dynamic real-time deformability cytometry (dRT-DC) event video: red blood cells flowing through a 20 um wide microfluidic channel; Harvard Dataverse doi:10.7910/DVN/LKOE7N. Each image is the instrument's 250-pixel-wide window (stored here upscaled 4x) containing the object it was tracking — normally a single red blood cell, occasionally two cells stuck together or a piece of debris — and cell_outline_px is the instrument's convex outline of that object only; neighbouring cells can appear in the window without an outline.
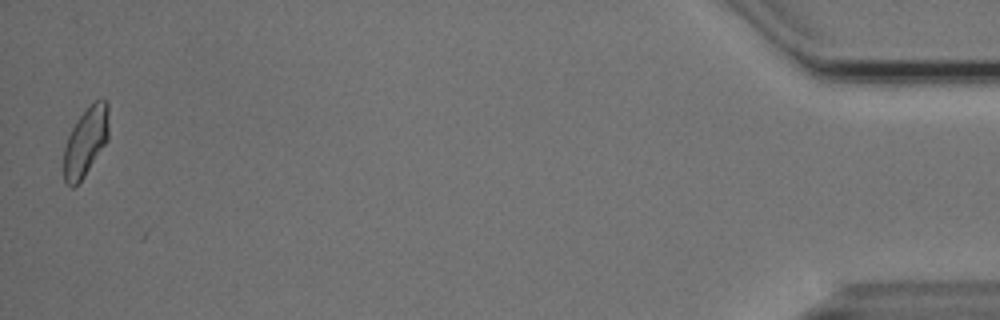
{"species": "Egyptian fruit bat (a non-hibernating species)", "species_latin": "Rousettus aegyptiacus", "temperature_condition": "cold", "stored_images_in_passage": 56, "camera_frame_rate_fps": 3000, "um_per_image_px": 0.085, "animal": {"sex": "male"}, "frame": {"image": 1, "passage_image": 55, "time_ms": 18.0, "image_size_px": [1000, 320], "cell_outline_px": [[108, 140], [84, 176], [72, 188], [64, 180], [64, 148], [68, 136], [72, 128], [80, 116], [100, 96], [108, 104]], "centroid_in_image_um": [7.29, 12.03], "position_along_channel_um": 427.9, "area_um2": 17.74}}